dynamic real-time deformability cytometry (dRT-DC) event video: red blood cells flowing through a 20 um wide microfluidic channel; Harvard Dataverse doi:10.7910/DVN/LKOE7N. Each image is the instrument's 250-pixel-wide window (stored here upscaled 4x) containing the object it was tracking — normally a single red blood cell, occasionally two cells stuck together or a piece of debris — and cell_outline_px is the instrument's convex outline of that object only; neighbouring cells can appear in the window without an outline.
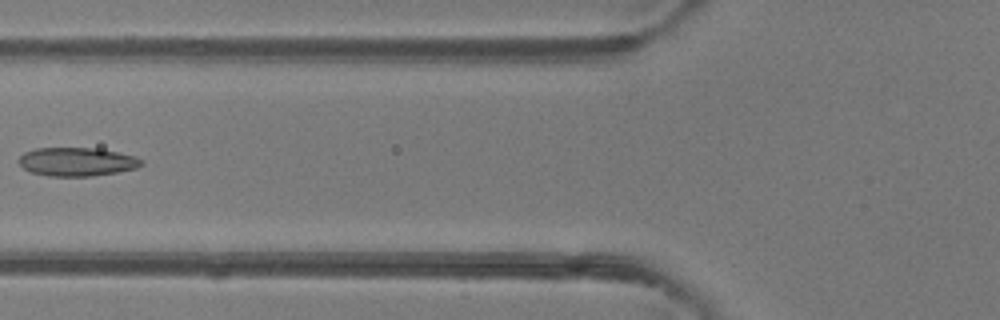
{"species": "common noctule bat (a hibernating species)", "species_latin": "Nyctalus noctula", "temperature_condition": "room temperature", "stored_images_in_passage": 5, "camera_frame_rate_fps": 3000, "um_per_image_px": 0.085, "animal": {"sex": "female"}, "frame": {"image": 1, "passage_image": 5, "time_ms": 5.667, "image_size_px": [1000, 320], "cell_outline_px": [[144, 164], [136, 168], [116, 172], [92, 176], [48, 176], [32, 172], [24, 168], [16, 160], [24, 152], [36, 148], [100, 148], [136, 156], [144, 160]], "centroid_in_image_um": [6.56, 13.74], "position_along_channel_um": 119.2, "area_um2": 20.58}}